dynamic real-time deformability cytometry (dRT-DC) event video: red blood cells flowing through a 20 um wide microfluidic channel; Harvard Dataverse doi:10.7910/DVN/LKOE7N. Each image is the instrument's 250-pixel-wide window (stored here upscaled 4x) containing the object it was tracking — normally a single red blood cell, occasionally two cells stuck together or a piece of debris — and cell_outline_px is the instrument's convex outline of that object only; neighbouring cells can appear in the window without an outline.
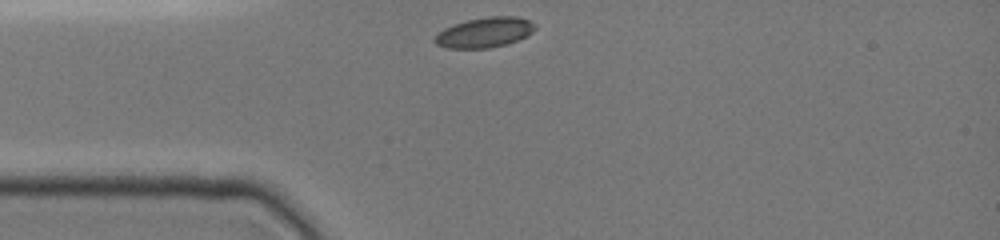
{"species": "common noctule bat (a hibernating species)", "species_latin": "Nyctalus noctula", "temperature_condition": "cold", "stored_images_in_passage": 45, "camera_frame_rate_fps": 3000, "um_per_image_px": 0.085, "animal": {"sex": "female", "body_mass_g": 19.0, "forearm_length_mm": 51.5}, "frame": {"image": 1, "passage_image": 1, "time_ms": 0.0, "image_size_px": [1000, 240], "cell_outline_px": [[536, 28], [532, 32], [516, 40], [504, 44], [488, 48], [444, 48], [436, 44], [432, 40], [444, 28], [452, 24], [468, 20], [488, 16], [516, 16], [532, 20], [536, 24]], "centroid_in_image_um": [41.18, 2.74], "position_along_channel_um": 43.8, "area_um2": 17.57}}
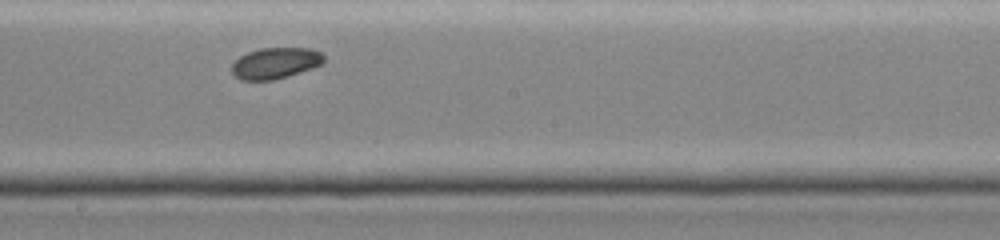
{"frame": {"image": 2, "passage_image": 21, "time_ms": 5.0, "image_size_px": [1000, 240], "cell_outline_px": [[324, 64], [288, 76], [272, 80], [240, 80], [232, 72], [232, 64], [240, 56], [248, 52], [260, 48], [312, 48], [320, 52], [324, 56]], "centroid_in_image_um": [23.43, 5.36], "position_along_channel_um": 224.8, "area_um2": 16.7}}
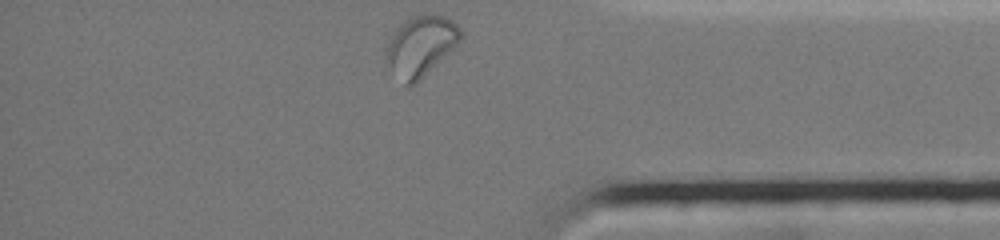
{"frame": {"image": 3, "passage_image": 44, "time_ms": 9.667, "image_size_px": [1000, 240], "cell_outline_px": [[460, 40], [416, 84], [408, 88], [404, 84], [392, 68], [388, 60], [388, 44], [396, 28], [408, 16], [424, 12], [444, 16], [452, 20], [460, 28]], "centroid_in_image_um": [35.77, 3.85], "position_along_channel_um": 399.4, "area_um2": 25.55}, "authors_computed_cell_mechanics": {"area_um2": 17.051, "velocity_mm_per_s": 3.8793, "shape_relaxation_time_tau1_ms": null, "shape_relaxation_time_tau2_ms": 8.216, "deformation_change_tau1": null, "deformation_change_tau2": 0.1007}}